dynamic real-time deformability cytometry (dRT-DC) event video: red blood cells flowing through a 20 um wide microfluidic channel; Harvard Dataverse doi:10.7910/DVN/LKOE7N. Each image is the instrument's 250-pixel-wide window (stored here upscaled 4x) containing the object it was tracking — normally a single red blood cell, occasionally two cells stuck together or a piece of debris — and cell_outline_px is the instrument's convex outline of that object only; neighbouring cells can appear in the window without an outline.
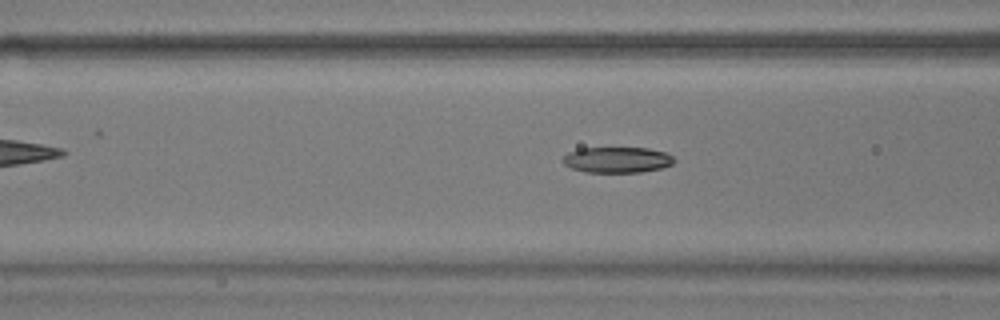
{"species": "common noctule bat (a hibernating species)", "species_latin": "Nyctalus noctula", "temperature_condition": "warm", "stored_images_in_passage": 50, "camera_frame_rate_fps": 3000, "um_per_image_px": 0.085, "animal": {"sex": "male", "body_mass_g": 17.9}, "frame": {"image": 1, "passage_image": 20, "time_ms": 6.333, "image_size_px": [1000, 320], "cell_outline_px": [[676, 160], [672, 164], [660, 168], [640, 172], [584, 172], [572, 168], [564, 164], [560, 160], [568, 152], [580, 148], [648, 148], [664, 152], [672, 156]], "centroid_in_image_um": [52.43, 13.58], "position_along_channel_um": 114.2, "area_um2": 16.7}}
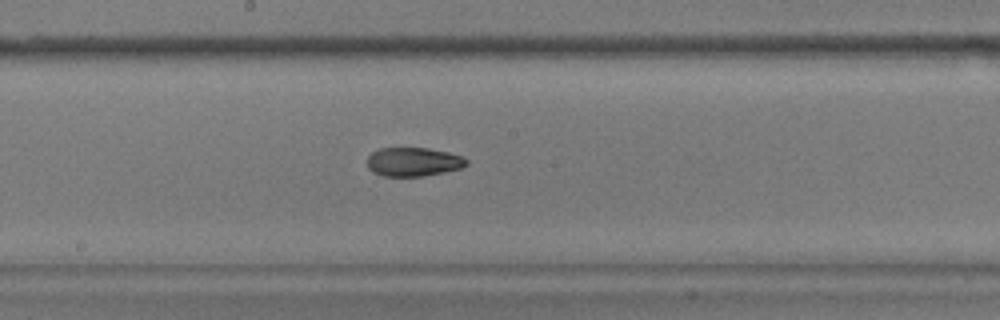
{"frame": {"image": 2, "passage_image": 28, "time_ms": 9.0, "image_size_px": [1000, 320], "cell_outline_px": [[468, 164], [460, 168], [444, 172], [424, 176], [384, 176], [372, 172], [368, 168], [368, 156], [372, 152], [380, 148], [428, 148], [448, 152], [464, 156], [468, 160]], "centroid_in_image_um": [35.15, 13.75], "position_along_channel_um": 213.1, "area_um2": 16.76}}
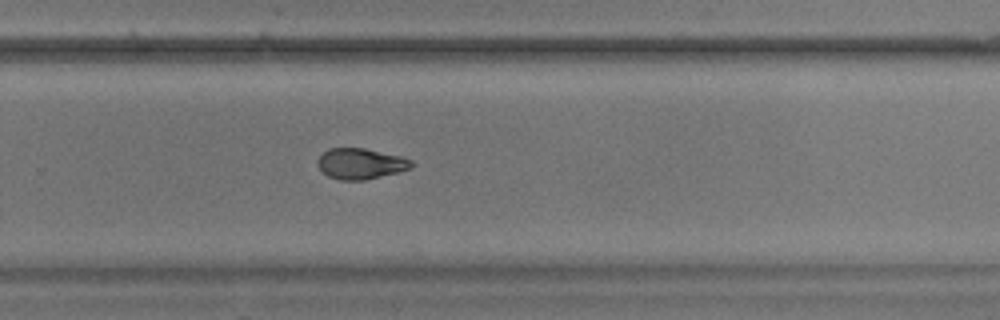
{"frame": {"image": 3, "passage_image": 35, "time_ms": 11.333, "image_size_px": [1000, 320], "cell_outline_px": [[412, 168], [364, 180], [340, 180], [328, 176], [316, 164], [316, 160], [328, 148], [364, 148], [400, 156], [412, 160]], "centroid_in_image_um": [30.62, 13.9], "position_along_channel_um": 299.2, "area_um2": 16.65}}